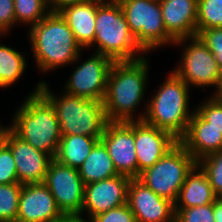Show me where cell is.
<instances>
[{"mask_svg": "<svg viewBox=\"0 0 222 222\" xmlns=\"http://www.w3.org/2000/svg\"><path fill=\"white\" fill-rule=\"evenodd\" d=\"M15 24L14 0H0V34L5 36Z\"/></svg>", "mask_w": 222, "mask_h": 222, "instance_id": "836d02e7", "label": "cell"}, {"mask_svg": "<svg viewBox=\"0 0 222 222\" xmlns=\"http://www.w3.org/2000/svg\"><path fill=\"white\" fill-rule=\"evenodd\" d=\"M113 60L94 52L87 60L78 65L68 81L64 92L74 96L103 101L107 79Z\"/></svg>", "mask_w": 222, "mask_h": 222, "instance_id": "7c38bea8", "label": "cell"}, {"mask_svg": "<svg viewBox=\"0 0 222 222\" xmlns=\"http://www.w3.org/2000/svg\"><path fill=\"white\" fill-rule=\"evenodd\" d=\"M51 191L63 215H81L84 204L85 184L79 170L51 160L43 182Z\"/></svg>", "mask_w": 222, "mask_h": 222, "instance_id": "30bf717a", "label": "cell"}, {"mask_svg": "<svg viewBox=\"0 0 222 222\" xmlns=\"http://www.w3.org/2000/svg\"><path fill=\"white\" fill-rule=\"evenodd\" d=\"M185 45L182 53V60L174 68L173 72L180 77L191 88L214 87L217 90V83L220 76V67L211 53L198 36L187 37L174 42V46Z\"/></svg>", "mask_w": 222, "mask_h": 222, "instance_id": "9c48e42d", "label": "cell"}, {"mask_svg": "<svg viewBox=\"0 0 222 222\" xmlns=\"http://www.w3.org/2000/svg\"><path fill=\"white\" fill-rule=\"evenodd\" d=\"M178 140L169 132L135 120V151L138 161V177L141 172L152 167L171 149Z\"/></svg>", "mask_w": 222, "mask_h": 222, "instance_id": "e0dca14e", "label": "cell"}, {"mask_svg": "<svg viewBox=\"0 0 222 222\" xmlns=\"http://www.w3.org/2000/svg\"><path fill=\"white\" fill-rule=\"evenodd\" d=\"M63 216L44 183L22 185L16 222H56Z\"/></svg>", "mask_w": 222, "mask_h": 222, "instance_id": "2e32d148", "label": "cell"}, {"mask_svg": "<svg viewBox=\"0 0 222 222\" xmlns=\"http://www.w3.org/2000/svg\"><path fill=\"white\" fill-rule=\"evenodd\" d=\"M147 101L145 112L137 115V120L169 132L178 141L185 135L194 113L189 109V86L173 71Z\"/></svg>", "mask_w": 222, "mask_h": 222, "instance_id": "277c9868", "label": "cell"}, {"mask_svg": "<svg viewBox=\"0 0 222 222\" xmlns=\"http://www.w3.org/2000/svg\"><path fill=\"white\" fill-rule=\"evenodd\" d=\"M78 170L85 185L119 175L107 148L101 141L94 146Z\"/></svg>", "mask_w": 222, "mask_h": 222, "instance_id": "603a6c76", "label": "cell"}, {"mask_svg": "<svg viewBox=\"0 0 222 222\" xmlns=\"http://www.w3.org/2000/svg\"><path fill=\"white\" fill-rule=\"evenodd\" d=\"M216 200L206 172L196 163L186 175L174 208H189L212 204Z\"/></svg>", "mask_w": 222, "mask_h": 222, "instance_id": "44dd1931", "label": "cell"}, {"mask_svg": "<svg viewBox=\"0 0 222 222\" xmlns=\"http://www.w3.org/2000/svg\"><path fill=\"white\" fill-rule=\"evenodd\" d=\"M167 34L178 41L197 36L198 0H159Z\"/></svg>", "mask_w": 222, "mask_h": 222, "instance_id": "ac0fdd59", "label": "cell"}, {"mask_svg": "<svg viewBox=\"0 0 222 222\" xmlns=\"http://www.w3.org/2000/svg\"><path fill=\"white\" fill-rule=\"evenodd\" d=\"M197 36L214 55L219 67H222V28L201 30Z\"/></svg>", "mask_w": 222, "mask_h": 222, "instance_id": "1f68e13d", "label": "cell"}, {"mask_svg": "<svg viewBox=\"0 0 222 222\" xmlns=\"http://www.w3.org/2000/svg\"><path fill=\"white\" fill-rule=\"evenodd\" d=\"M19 183L14 156L11 149L0 144V184Z\"/></svg>", "mask_w": 222, "mask_h": 222, "instance_id": "f546056e", "label": "cell"}, {"mask_svg": "<svg viewBox=\"0 0 222 222\" xmlns=\"http://www.w3.org/2000/svg\"><path fill=\"white\" fill-rule=\"evenodd\" d=\"M40 83L15 112L8 127L35 149L55 158L62 135L54 107L39 92Z\"/></svg>", "mask_w": 222, "mask_h": 222, "instance_id": "3957f363", "label": "cell"}, {"mask_svg": "<svg viewBox=\"0 0 222 222\" xmlns=\"http://www.w3.org/2000/svg\"><path fill=\"white\" fill-rule=\"evenodd\" d=\"M58 12L74 33L79 45L87 49L94 42L97 0L68 5Z\"/></svg>", "mask_w": 222, "mask_h": 222, "instance_id": "ffe728a7", "label": "cell"}, {"mask_svg": "<svg viewBox=\"0 0 222 222\" xmlns=\"http://www.w3.org/2000/svg\"><path fill=\"white\" fill-rule=\"evenodd\" d=\"M26 59L23 53L0 42V88L17 82L27 67Z\"/></svg>", "mask_w": 222, "mask_h": 222, "instance_id": "cb8c5ba5", "label": "cell"}, {"mask_svg": "<svg viewBox=\"0 0 222 222\" xmlns=\"http://www.w3.org/2000/svg\"><path fill=\"white\" fill-rule=\"evenodd\" d=\"M1 136L13 153L19 184L43 183L53 158L22 140L8 126L2 127Z\"/></svg>", "mask_w": 222, "mask_h": 222, "instance_id": "4fadbf2b", "label": "cell"}, {"mask_svg": "<svg viewBox=\"0 0 222 222\" xmlns=\"http://www.w3.org/2000/svg\"><path fill=\"white\" fill-rule=\"evenodd\" d=\"M100 141L107 148L118 174L138 178L135 151V120L108 121Z\"/></svg>", "mask_w": 222, "mask_h": 222, "instance_id": "8fae6325", "label": "cell"}, {"mask_svg": "<svg viewBox=\"0 0 222 222\" xmlns=\"http://www.w3.org/2000/svg\"><path fill=\"white\" fill-rule=\"evenodd\" d=\"M127 203L137 222H175L174 203L162 198L138 178H131Z\"/></svg>", "mask_w": 222, "mask_h": 222, "instance_id": "5bb4252c", "label": "cell"}, {"mask_svg": "<svg viewBox=\"0 0 222 222\" xmlns=\"http://www.w3.org/2000/svg\"><path fill=\"white\" fill-rule=\"evenodd\" d=\"M217 90H222V67H220V76L217 83Z\"/></svg>", "mask_w": 222, "mask_h": 222, "instance_id": "f35d334b", "label": "cell"}, {"mask_svg": "<svg viewBox=\"0 0 222 222\" xmlns=\"http://www.w3.org/2000/svg\"><path fill=\"white\" fill-rule=\"evenodd\" d=\"M22 184H0V222H16Z\"/></svg>", "mask_w": 222, "mask_h": 222, "instance_id": "4316f807", "label": "cell"}, {"mask_svg": "<svg viewBox=\"0 0 222 222\" xmlns=\"http://www.w3.org/2000/svg\"><path fill=\"white\" fill-rule=\"evenodd\" d=\"M196 163L178 141L152 167L141 172L138 179L160 197L175 203L186 175Z\"/></svg>", "mask_w": 222, "mask_h": 222, "instance_id": "52a82bcc", "label": "cell"}, {"mask_svg": "<svg viewBox=\"0 0 222 222\" xmlns=\"http://www.w3.org/2000/svg\"><path fill=\"white\" fill-rule=\"evenodd\" d=\"M146 56L131 61H114L103 100L107 121H134V111L144 99L149 73Z\"/></svg>", "mask_w": 222, "mask_h": 222, "instance_id": "6da1fadb", "label": "cell"}, {"mask_svg": "<svg viewBox=\"0 0 222 222\" xmlns=\"http://www.w3.org/2000/svg\"><path fill=\"white\" fill-rule=\"evenodd\" d=\"M219 27L222 28V0H198L196 32Z\"/></svg>", "mask_w": 222, "mask_h": 222, "instance_id": "484cf974", "label": "cell"}, {"mask_svg": "<svg viewBox=\"0 0 222 222\" xmlns=\"http://www.w3.org/2000/svg\"><path fill=\"white\" fill-rule=\"evenodd\" d=\"M131 178L125 175L103 179L85 185L83 212L87 218L127 203L128 185Z\"/></svg>", "mask_w": 222, "mask_h": 222, "instance_id": "9a60e30c", "label": "cell"}, {"mask_svg": "<svg viewBox=\"0 0 222 222\" xmlns=\"http://www.w3.org/2000/svg\"><path fill=\"white\" fill-rule=\"evenodd\" d=\"M39 92L55 109L61 135H84L101 138L107 118L103 101L62 92L55 95L46 81H40Z\"/></svg>", "mask_w": 222, "mask_h": 222, "instance_id": "5b68a950", "label": "cell"}, {"mask_svg": "<svg viewBox=\"0 0 222 222\" xmlns=\"http://www.w3.org/2000/svg\"><path fill=\"white\" fill-rule=\"evenodd\" d=\"M136 43L146 53L174 44L167 34L159 0H118Z\"/></svg>", "mask_w": 222, "mask_h": 222, "instance_id": "ba28073f", "label": "cell"}, {"mask_svg": "<svg viewBox=\"0 0 222 222\" xmlns=\"http://www.w3.org/2000/svg\"><path fill=\"white\" fill-rule=\"evenodd\" d=\"M56 222H93L92 219L84 218L81 215H64L62 218L58 219Z\"/></svg>", "mask_w": 222, "mask_h": 222, "instance_id": "d590c367", "label": "cell"}, {"mask_svg": "<svg viewBox=\"0 0 222 222\" xmlns=\"http://www.w3.org/2000/svg\"><path fill=\"white\" fill-rule=\"evenodd\" d=\"M175 222H215L214 203L189 208H174Z\"/></svg>", "mask_w": 222, "mask_h": 222, "instance_id": "f1b7e54d", "label": "cell"}, {"mask_svg": "<svg viewBox=\"0 0 222 222\" xmlns=\"http://www.w3.org/2000/svg\"><path fill=\"white\" fill-rule=\"evenodd\" d=\"M213 96L222 104V90H215Z\"/></svg>", "mask_w": 222, "mask_h": 222, "instance_id": "74e56055", "label": "cell"}, {"mask_svg": "<svg viewBox=\"0 0 222 222\" xmlns=\"http://www.w3.org/2000/svg\"><path fill=\"white\" fill-rule=\"evenodd\" d=\"M207 99L195 110L210 123V126L222 133V104L213 95Z\"/></svg>", "mask_w": 222, "mask_h": 222, "instance_id": "4dcf8cb0", "label": "cell"}, {"mask_svg": "<svg viewBox=\"0 0 222 222\" xmlns=\"http://www.w3.org/2000/svg\"><path fill=\"white\" fill-rule=\"evenodd\" d=\"M197 163L206 172L216 199H222V150L202 157Z\"/></svg>", "mask_w": 222, "mask_h": 222, "instance_id": "83f0119b", "label": "cell"}, {"mask_svg": "<svg viewBox=\"0 0 222 222\" xmlns=\"http://www.w3.org/2000/svg\"><path fill=\"white\" fill-rule=\"evenodd\" d=\"M28 36L37 69L44 73L74 64L84 50L59 12L51 11L29 28Z\"/></svg>", "mask_w": 222, "mask_h": 222, "instance_id": "7a4b0ae2", "label": "cell"}, {"mask_svg": "<svg viewBox=\"0 0 222 222\" xmlns=\"http://www.w3.org/2000/svg\"><path fill=\"white\" fill-rule=\"evenodd\" d=\"M93 222H137L128 203L100 213L92 218Z\"/></svg>", "mask_w": 222, "mask_h": 222, "instance_id": "d6a6232c", "label": "cell"}, {"mask_svg": "<svg viewBox=\"0 0 222 222\" xmlns=\"http://www.w3.org/2000/svg\"><path fill=\"white\" fill-rule=\"evenodd\" d=\"M51 12L47 0H14V14L17 24H38Z\"/></svg>", "mask_w": 222, "mask_h": 222, "instance_id": "d4e9b609", "label": "cell"}, {"mask_svg": "<svg viewBox=\"0 0 222 222\" xmlns=\"http://www.w3.org/2000/svg\"><path fill=\"white\" fill-rule=\"evenodd\" d=\"M88 0H47L49 8L53 12H58L65 6L85 2Z\"/></svg>", "mask_w": 222, "mask_h": 222, "instance_id": "e575fe53", "label": "cell"}, {"mask_svg": "<svg viewBox=\"0 0 222 222\" xmlns=\"http://www.w3.org/2000/svg\"><path fill=\"white\" fill-rule=\"evenodd\" d=\"M179 142L196 161H199L210 153L222 150V133L210 126L194 109L187 131Z\"/></svg>", "mask_w": 222, "mask_h": 222, "instance_id": "d6986e66", "label": "cell"}, {"mask_svg": "<svg viewBox=\"0 0 222 222\" xmlns=\"http://www.w3.org/2000/svg\"><path fill=\"white\" fill-rule=\"evenodd\" d=\"M95 24L94 42L88 48L96 45L95 52L113 61L137 60L145 55L129 31L118 0H97Z\"/></svg>", "mask_w": 222, "mask_h": 222, "instance_id": "8992f818", "label": "cell"}, {"mask_svg": "<svg viewBox=\"0 0 222 222\" xmlns=\"http://www.w3.org/2000/svg\"><path fill=\"white\" fill-rule=\"evenodd\" d=\"M3 141H2V136H1V133H0V144L2 143Z\"/></svg>", "mask_w": 222, "mask_h": 222, "instance_id": "ab89813d", "label": "cell"}, {"mask_svg": "<svg viewBox=\"0 0 222 222\" xmlns=\"http://www.w3.org/2000/svg\"><path fill=\"white\" fill-rule=\"evenodd\" d=\"M100 138L84 135H63L59 141L55 160L72 168H79Z\"/></svg>", "mask_w": 222, "mask_h": 222, "instance_id": "7402d4cb", "label": "cell"}, {"mask_svg": "<svg viewBox=\"0 0 222 222\" xmlns=\"http://www.w3.org/2000/svg\"><path fill=\"white\" fill-rule=\"evenodd\" d=\"M214 219L215 222H222V199L214 201Z\"/></svg>", "mask_w": 222, "mask_h": 222, "instance_id": "8d00e7d4", "label": "cell"}]
</instances>
